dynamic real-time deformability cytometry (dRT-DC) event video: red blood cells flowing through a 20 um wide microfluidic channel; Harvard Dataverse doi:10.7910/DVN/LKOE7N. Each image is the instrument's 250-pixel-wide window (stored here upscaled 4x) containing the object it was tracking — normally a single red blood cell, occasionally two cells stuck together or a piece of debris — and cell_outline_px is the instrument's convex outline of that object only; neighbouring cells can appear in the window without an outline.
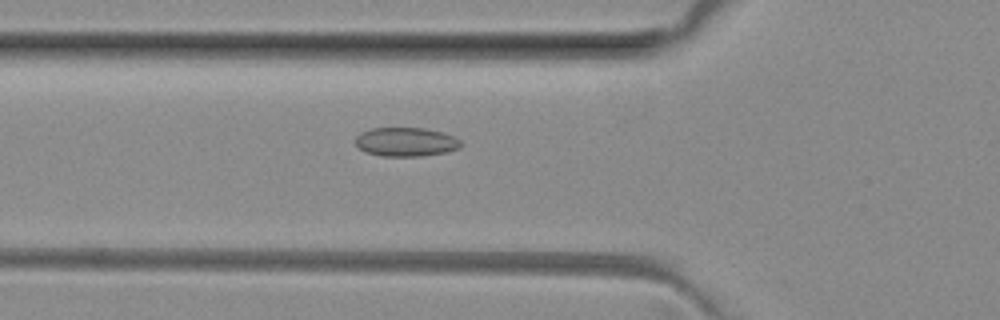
{"species": "common noctule bat (a hibernating species)", "species_latin": "Nyctalus noctula", "temperature_condition": "room temperature", "stored_images_in_passage": 31, "camera_frame_rate_fps": 3000, "um_per_image_px": 0.085, "animal": {"sex": "female", "body_mass_g": 29.2, "forearm_length_mm": 56.3}, "frame": {"image": 1, "passage_image": 7, "time_ms": 2.0, "image_size_px": [1000, 320], "cell_outline_px": [[464, 144], [460, 148], [448, 152], [424, 156], [380, 156], [364, 152], [356, 144], [356, 136], [360, 132], [372, 128], [424, 128], [440, 132], [452, 136], [460, 140]], "centroid_in_image_um": [34.51, 12.07], "position_along_channel_um": 91.3, "area_um2": 17.92}}
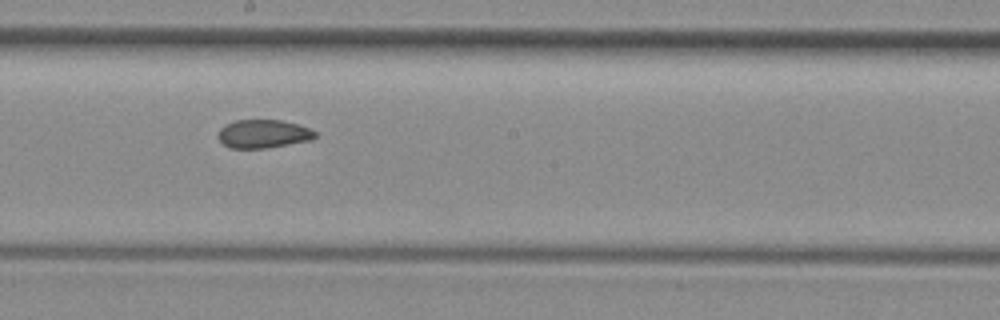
{"frame": {"image": 2, "passage_image": 17, "time_ms": 5.333, "image_size_px": [1000, 320], "cell_outline_px": [[316, 136], [312, 140], [268, 148], [232, 148], [224, 144], [220, 140], [220, 128], [236, 120], [280, 120], [296, 124], [308, 128], [316, 132]], "centroid_in_image_um": [22.42, 11.38], "position_along_channel_um": 225.8, "area_um2": 15.78}}
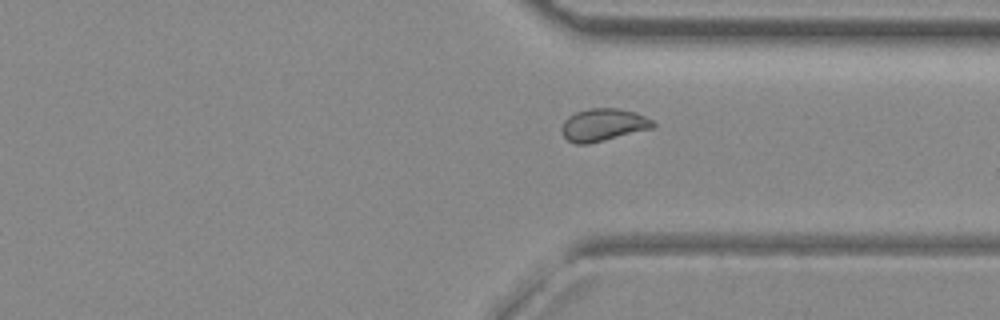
{"frame": {"image": 3, "passage_image": 27, "time_ms": 8.667, "image_size_px": [1000, 320], "cell_outline_px": [[656, 128], [588, 144], [576, 144], [568, 140], [564, 136], [560, 128], [564, 120], [568, 116], [576, 112], [588, 108], [616, 108], [636, 112], [652, 120], [656, 124]], "centroid_in_image_um": [51.29, 10.61], "position_along_channel_um": 360.1, "area_um2": 17.51}}